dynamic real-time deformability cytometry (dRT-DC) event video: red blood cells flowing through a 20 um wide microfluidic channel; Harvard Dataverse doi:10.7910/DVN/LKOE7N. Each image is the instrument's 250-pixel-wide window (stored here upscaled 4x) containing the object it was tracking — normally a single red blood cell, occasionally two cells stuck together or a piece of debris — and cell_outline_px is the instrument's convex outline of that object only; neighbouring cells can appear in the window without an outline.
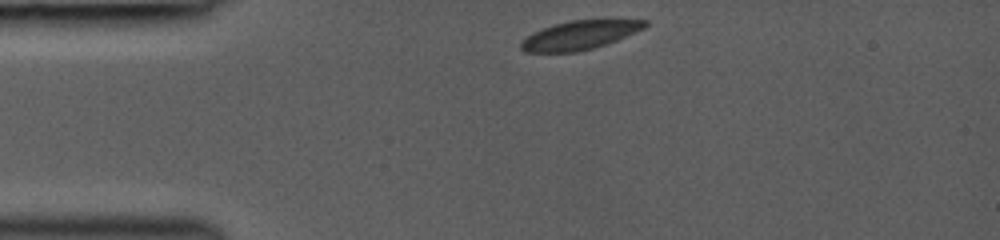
{"species": "common noctule bat (a hibernating species)", "species_latin": "Nyctalus noctula", "temperature_condition": "room temperature", "stored_images_in_passage": 27, "camera_frame_rate_fps": 3000, "um_per_image_px": 0.085, "animal": {"sex": "female", "body_mass_g": 19.0, "forearm_length_mm": 53.3}, "frame": {"image": 1, "passage_image": 1, "time_ms": 0.0, "image_size_px": [1000, 240], "cell_outline_px": [[648, 24], [644, 28], [616, 40], [592, 48], [576, 52], [524, 52], [520, 48], [520, 40], [532, 32], [556, 24], [572, 20], [648, 20]], "centroid_in_image_um": [49.21, 2.99], "position_along_channel_um": 35.8, "area_um2": 20.52}}
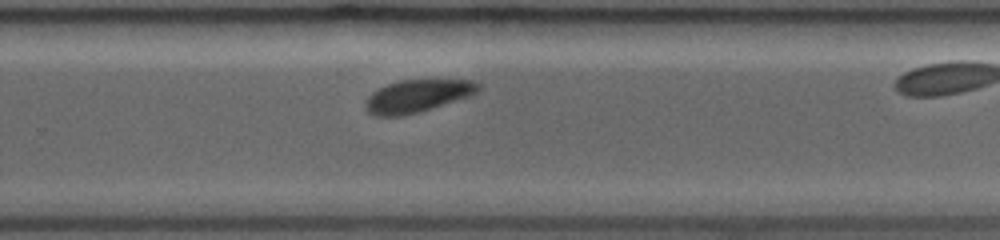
{"frame": {"image": 2, "passage_image": 24, "time_ms": 7.0, "image_size_px": [1000, 240], "cell_outline_px": [[480, 88], [476, 92], [468, 96], [420, 112], [404, 116], [372, 116], [364, 108], [364, 100], [372, 92], [388, 84], [400, 80], [476, 80], [480, 84]], "centroid_in_image_um": [35.42, 8.17], "position_along_channel_um": 294.4, "area_um2": 21.44}}